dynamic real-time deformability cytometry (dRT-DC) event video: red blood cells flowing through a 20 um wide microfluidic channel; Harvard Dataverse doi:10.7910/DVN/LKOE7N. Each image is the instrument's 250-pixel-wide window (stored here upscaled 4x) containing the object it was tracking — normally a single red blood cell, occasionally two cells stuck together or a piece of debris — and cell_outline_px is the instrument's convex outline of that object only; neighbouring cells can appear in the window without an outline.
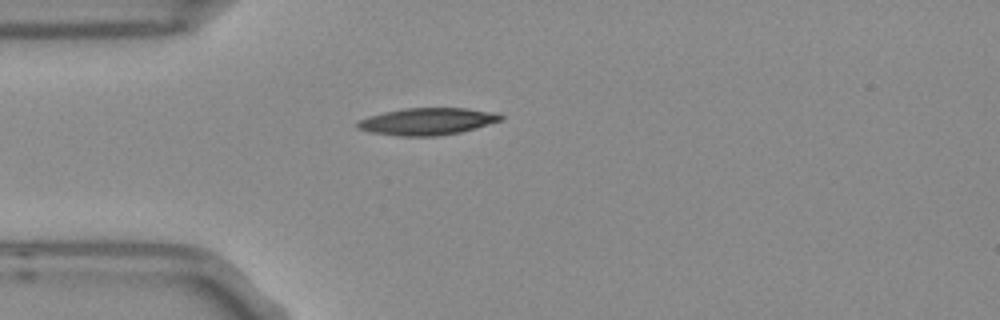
{"species": "Egyptian fruit bat (a non-hibernating species)", "species_latin": "Rousettus aegyptiacus", "temperature_condition": "room temperature", "stored_images_in_passage": 2, "camera_frame_rate_fps": 3000, "um_per_image_px": 0.085, "frame": {"image": 1, "passage_image": 1, "time_ms": 0.0, "image_size_px": [1000, 320], "cell_outline_px": [[504, 120], [476, 128], [460, 132], [436, 136], [400, 136], [368, 132], [356, 128], [356, 120], [368, 116], [384, 112], [404, 108], [468, 108], [500, 112], [504, 116]], "centroid_in_image_um": [36.34, 10.31], "position_along_channel_um": 48.7, "area_um2": 23.0}}